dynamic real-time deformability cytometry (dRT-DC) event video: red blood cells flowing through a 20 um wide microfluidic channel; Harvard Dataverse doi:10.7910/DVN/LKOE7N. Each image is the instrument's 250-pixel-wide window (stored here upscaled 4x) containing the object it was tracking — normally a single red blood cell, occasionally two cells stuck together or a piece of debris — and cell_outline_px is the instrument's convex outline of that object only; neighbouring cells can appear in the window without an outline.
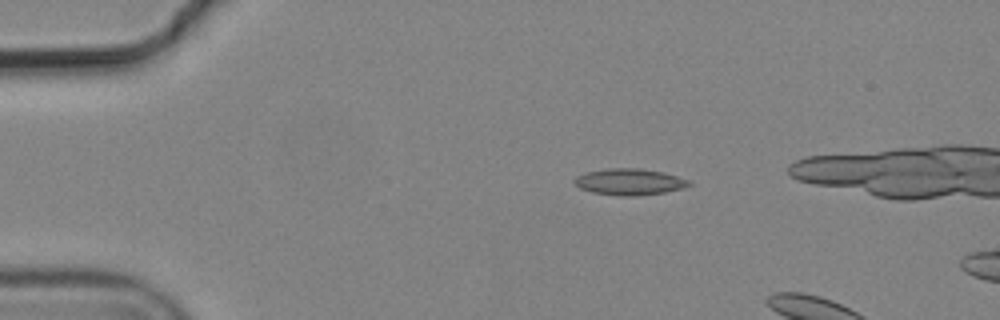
{"species": "common noctule bat (a hibernating species)", "species_latin": "Nyctalus noctula", "temperature_condition": "cold", "stored_images_in_passage": 3, "camera_frame_rate_fps": 3000, "um_per_image_px": 0.085, "animal": {"sex": "male", "body_mass_g": 19.2, "forearm_length_mm": 51.8}, "frame": {"image": 1, "passage_image": 1, "time_ms": 0.0, "image_size_px": [1000, 320], "cell_outline_px": [[692, 184], [684, 188], [664, 192], [636, 196], [620, 196], [592, 192], [580, 188], [572, 184], [572, 180], [576, 176], [584, 172], [608, 168], [640, 168], [664, 172], [692, 180]], "centroid_in_image_um": [53.5, 15.45], "position_along_channel_um": 31.5, "area_um2": 17.98}}